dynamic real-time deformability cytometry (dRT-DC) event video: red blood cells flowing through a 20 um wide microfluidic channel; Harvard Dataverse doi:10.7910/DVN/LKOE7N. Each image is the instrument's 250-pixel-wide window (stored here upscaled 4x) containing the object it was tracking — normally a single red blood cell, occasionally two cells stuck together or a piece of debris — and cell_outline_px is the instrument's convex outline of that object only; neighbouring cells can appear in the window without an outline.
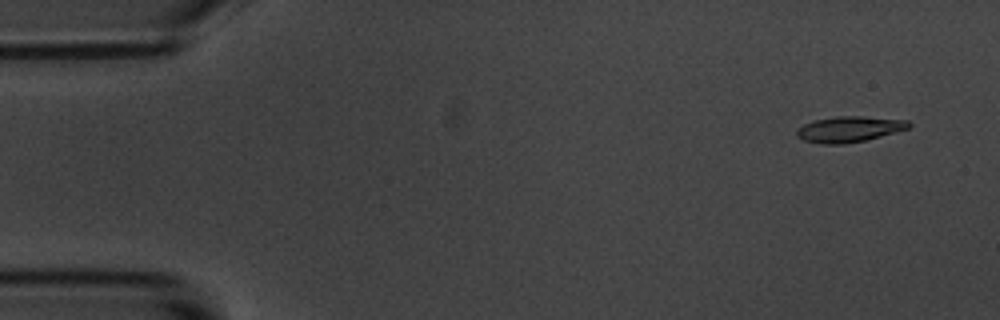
{"species": "common noctule bat (a hibernating species)", "species_latin": "Nyctalus noctula", "temperature_condition": "room temperature", "stored_images_in_passage": 5, "camera_frame_rate_fps": 3000, "um_per_image_px": 0.085, "animal": {"sex": "male", "body_mass_g": 20.1, "forearm_length_mm": 53.5}, "frame": {"image": 1, "passage_image": 2, "time_ms": 1.0, "image_size_px": [1000, 320], "cell_outline_px": [[912, 124], [908, 128], [896, 132], [864, 140], [844, 144], [824, 144], [804, 140], [796, 136], [796, 128], [812, 120], [836, 116], [860, 116], [908, 120]], "centroid_in_image_um": [72.15, 10.97], "position_along_channel_um": 12.9, "area_um2": 16.82}}